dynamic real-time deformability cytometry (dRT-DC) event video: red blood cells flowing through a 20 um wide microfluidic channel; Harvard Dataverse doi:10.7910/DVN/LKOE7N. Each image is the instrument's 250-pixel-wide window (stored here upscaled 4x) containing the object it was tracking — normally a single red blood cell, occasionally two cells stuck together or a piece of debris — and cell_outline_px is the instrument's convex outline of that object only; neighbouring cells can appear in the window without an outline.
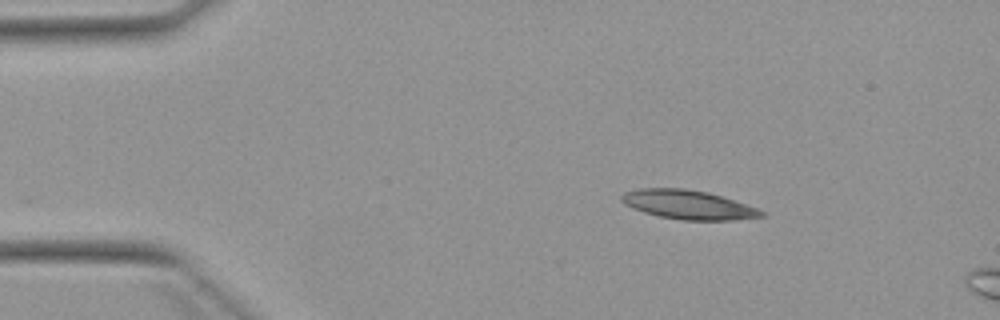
{"species": "Egyptian fruit bat (a non-hibernating species)", "species_latin": "Rousettus aegyptiacus", "temperature_condition": "warm", "stored_images_in_passage": 3, "camera_frame_rate_fps": 3000, "um_per_image_px": 0.085, "animal": {"sex": "female"}, "frame": {"image": 1, "passage_image": 1, "time_ms": 0.0, "image_size_px": [1000, 320], "cell_outline_px": [[768, 212], [764, 216], [736, 220], [684, 220], [660, 216], [644, 212], [632, 208], [624, 204], [620, 200], [620, 196], [624, 192], [640, 188], [684, 188], [708, 192]], "centroid_in_image_um": [58.47, 17.4], "position_along_channel_um": 26.5, "area_um2": 23.58}}